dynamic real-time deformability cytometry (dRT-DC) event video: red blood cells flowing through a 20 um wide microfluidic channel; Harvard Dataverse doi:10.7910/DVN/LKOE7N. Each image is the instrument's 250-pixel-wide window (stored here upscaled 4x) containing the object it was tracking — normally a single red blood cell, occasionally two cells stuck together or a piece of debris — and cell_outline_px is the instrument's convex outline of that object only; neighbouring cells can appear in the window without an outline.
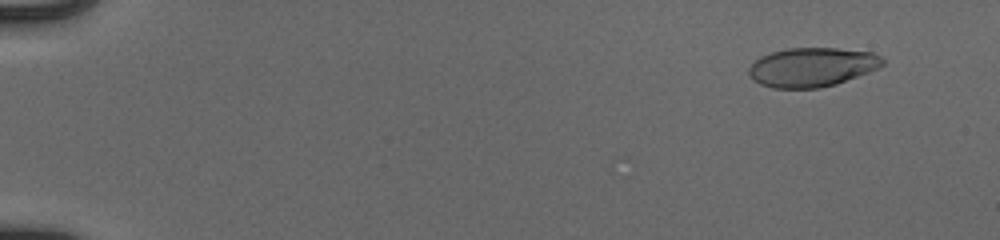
{"species": "human", "species_latin": "Homo sapiens", "temperature_condition": "cold", "stored_images_in_passage": 54, "camera_frame_rate_fps": 3000, "um_per_image_px": 0.085, "donor": {"sex": "male"}, "frame": {"image": 1, "passage_image": 5, "time_ms": 1.333, "image_size_px": [1000, 240], "cell_outline_px": [[884, 64], [880, 68], [836, 84], [820, 88], [772, 88], [760, 84], [752, 80], [748, 72], [748, 68], [760, 56], [772, 52], [788, 48], [836, 48], [872, 52], [880, 56], [884, 60]], "centroid_in_image_um": [69.02, 5.71], "position_along_channel_um": 16.0, "area_um2": 30.63}}
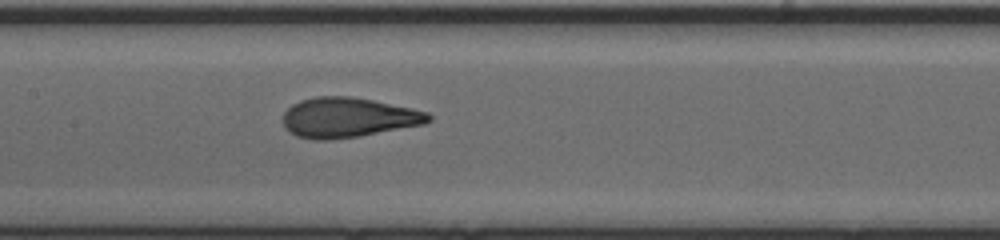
{"frame": {"image": 2, "passage_image": 29, "time_ms": 9.333, "image_size_px": [1000, 240], "cell_outline_px": [[432, 120], [424, 124], [360, 136], [328, 140], [312, 140], [296, 136], [288, 132], [284, 128], [284, 112], [292, 104], [300, 100], [316, 96], [352, 96], [412, 108], [428, 112], [432, 116]], "centroid_in_image_um": [29.57, 9.99], "position_along_channel_um": 177.8, "area_um2": 34.04}}
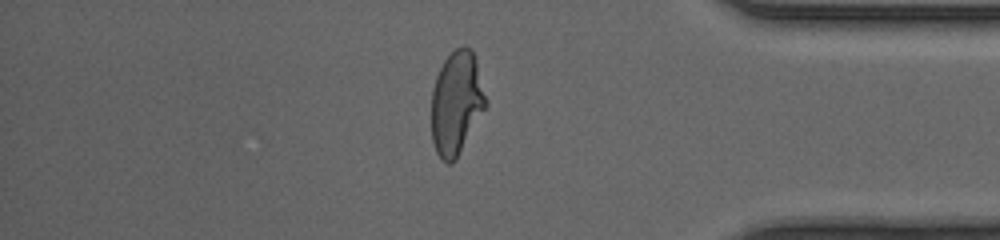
{"frame": {"image": 3, "passage_image": 47, "time_ms": 15.333, "image_size_px": [1000, 240], "cell_outline_px": [[488, 104], [456, 160], [452, 164], [448, 164], [436, 152], [432, 140], [432, 88], [436, 76], [444, 60], [456, 48], [464, 44], [472, 48], [476, 60]], "centroid_in_image_um": [38.81, 8.74], "position_along_channel_um": 396.4, "area_um2": 32.89}, "authors_computed_cell_mechanics": {"area_um2": 32.8593, "velocity_mm_per_s": 3.9728, "shape_relaxation_time_tau1_ms": 5.09, "shape_relaxation_time_tau2_ms": 0.6781, "deformation_change_tau1": 0.2143, "deformation_change_tau2": 0.0745}}